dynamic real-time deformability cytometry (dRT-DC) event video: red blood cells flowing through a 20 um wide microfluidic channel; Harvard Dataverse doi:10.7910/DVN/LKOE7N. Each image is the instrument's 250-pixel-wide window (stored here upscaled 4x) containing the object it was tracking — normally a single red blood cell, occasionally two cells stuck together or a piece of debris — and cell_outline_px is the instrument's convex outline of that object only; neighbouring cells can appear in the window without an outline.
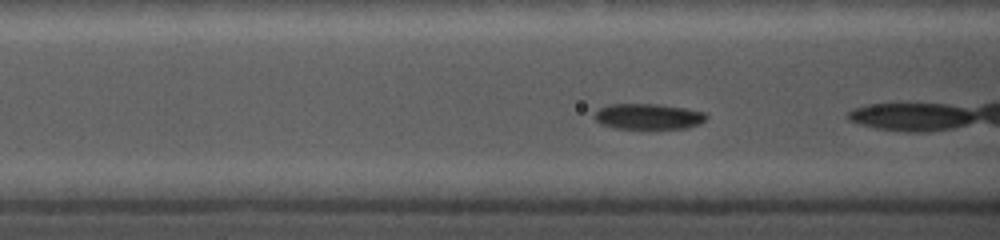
{"species": "common noctule bat (a hibernating species)", "species_latin": "Nyctalus noctula", "temperature_condition": "cold", "stored_images_in_passage": 23, "camera_frame_rate_fps": 5000, "um_per_image_px": 0.085, "animal": {"sex": "female", "body_mass_g": 19.0, "forearm_length_mm": 56.7}, "frame": {"image": 1, "passage_image": 4, "time_ms": 1.2, "image_size_px": [1000, 240], "cell_outline_px": [[708, 116], [700, 124], [684, 128], [616, 128], [600, 124], [596, 120], [596, 112], [600, 108], [612, 104], [656, 104], [684, 108], [704, 112]], "centroid_in_image_um": [55.12, 9.9], "position_along_channel_um": 111.5, "area_um2": 16.42}}
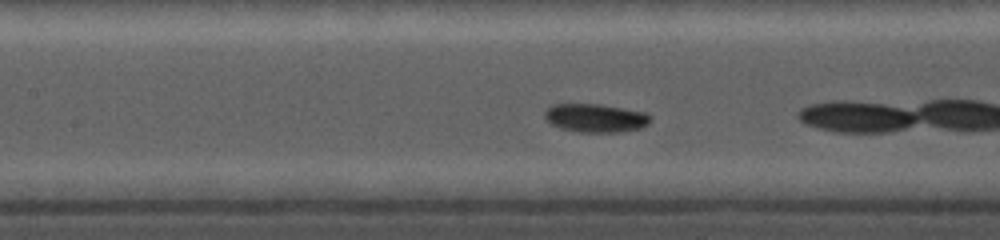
{"frame": {"image": 2, "passage_image": 7, "time_ms": 2.4, "image_size_px": [1000, 240], "cell_outline_px": [[652, 120], [648, 124], [640, 128], [624, 132], [580, 132], [560, 128], [552, 124], [544, 116], [544, 112], [552, 104], [600, 104], [644, 112], [652, 116]], "centroid_in_image_um": [50.65, 10.03], "position_along_channel_um": 156.8, "area_um2": 17.57}}
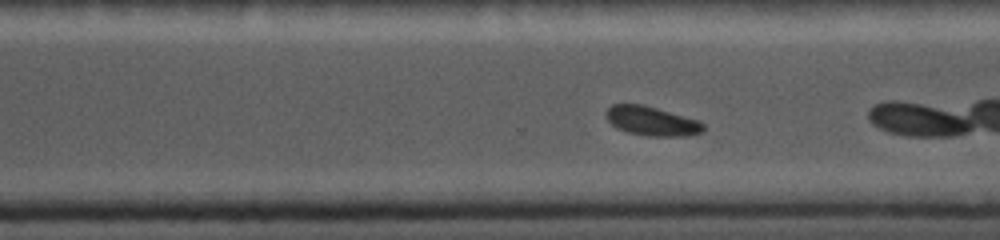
{"frame": {"image": 3, "passage_image": 16, "time_ms": 6.6, "image_size_px": [1000, 240], "cell_outline_px": [[704, 132], [688, 136], [652, 136], [628, 132], [616, 128], [604, 116], [604, 112], [612, 104], [644, 104], [700, 120], [704, 124]], "centroid_in_image_um": [55.41, 10.28], "position_along_channel_um": 315.2, "area_um2": 16.82}}